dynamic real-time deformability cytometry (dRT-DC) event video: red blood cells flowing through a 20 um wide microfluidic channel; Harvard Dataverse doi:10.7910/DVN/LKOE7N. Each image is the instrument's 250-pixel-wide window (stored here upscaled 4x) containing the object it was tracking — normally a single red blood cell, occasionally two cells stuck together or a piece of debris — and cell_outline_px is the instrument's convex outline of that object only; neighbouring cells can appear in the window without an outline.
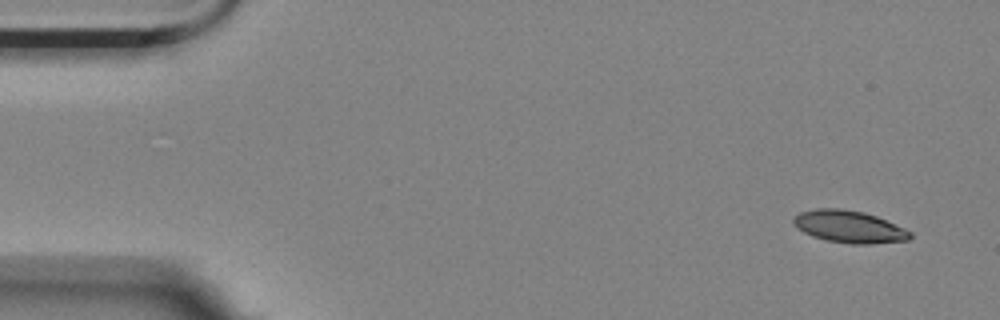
{"species": "Egyptian fruit bat (a non-hibernating species)", "species_latin": "Rousettus aegyptiacus", "temperature_condition": "room temperature", "stored_images_in_passage": 5, "camera_frame_rate_fps": 3000, "um_per_image_px": 0.085, "animal": {"sex": "female"}, "frame": {"image": 1, "passage_image": 1, "time_ms": 0.0, "image_size_px": [1000, 320], "cell_outline_px": [[912, 236], [908, 240], [868, 244], [852, 244], [828, 240], [812, 236], [796, 228], [792, 224], [792, 220], [800, 212], [816, 208], [840, 208], [864, 212], [876, 216], [904, 228], [912, 232]], "centroid_in_image_um": [72.16, 19.26], "position_along_channel_um": 12.8, "area_um2": 21.85}}